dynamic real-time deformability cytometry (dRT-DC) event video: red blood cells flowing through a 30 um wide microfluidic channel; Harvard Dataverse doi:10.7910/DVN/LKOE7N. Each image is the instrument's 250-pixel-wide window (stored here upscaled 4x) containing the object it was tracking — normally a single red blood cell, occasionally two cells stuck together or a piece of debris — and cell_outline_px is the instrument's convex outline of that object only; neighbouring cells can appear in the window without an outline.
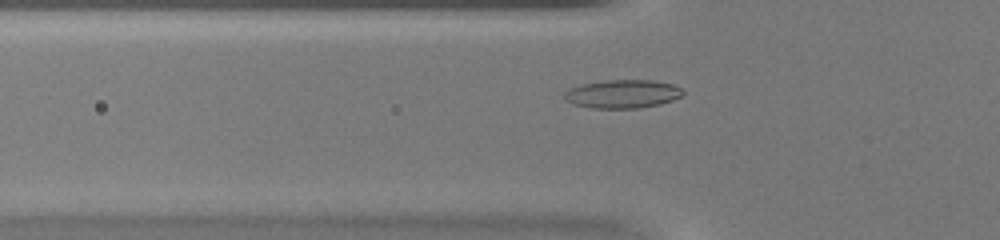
{"species": "common noctule bat (a hibernating species)", "species_latin": "Nyctalus noctula", "temperature_condition": "warm", "stored_images_in_passage": 42, "camera_frame_rate_fps": 3000, "um_per_image_px": 0.085, "animal": {"sex": "female", "body_mass_g": 20.0, "forearm_length_mm": 54.0}, "frame": {"image": 1, "passage_image": 12, "time_ms": 3.667, "image_size_px": [1000, 240], "cell_outline_px": [[684, 92], [680, 96], [672, 100], [660, 104], [640, 108], [592, 108], [572, 104], [564, 100], [564, 92], [572, 88], [584, 84], [604, 80], [652, 80], [672, 84], [684, 88]], "centroid_in_image_um": [52.93, 7.99], "position_along_channel_um": 72.9, "area_um2": 19.65}}
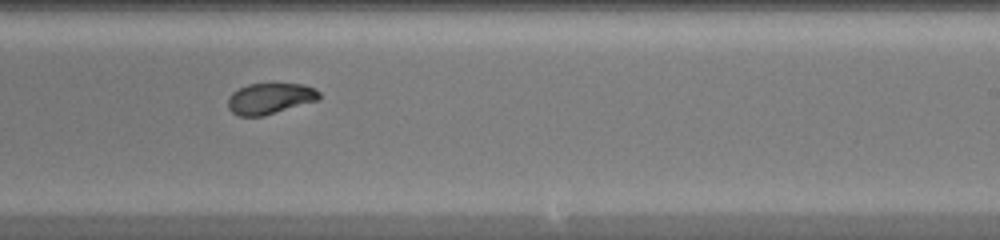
{"frame": {"image": 2, "passage_image": 25, "time_ms": 8.0, "image_size_px": [1000, 240], "cell_outline_px": [[320, 100], [264, 116], [236, 116], [228, 108], [228, 96], [232, 92], [248, 84], [304, 84], [316, 88], [320, 92]], "centroid_in_image_um": [22.97, 8.38], "position_along_channel_um": 266.0, "area_um2": 16.7}}
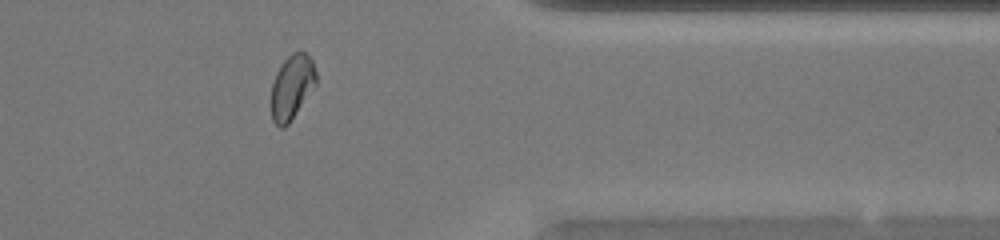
{"frame": {"image": 3, "passage_image": 34, "time_ms": 11.0, "image_size_px": [1000, 240], "cell_outline_px": [[316, 84], [288, 124], [284, 128], [280, 128], [272, 120], [272, 84], [276, 72], [280, 64], [292, 52], [304, 52], [312, 60], [316, 72]], "centroid_in_image_um": [24.8, 7.38], "position_along_channel_um": 386.6, "area_um2": 16.65}}